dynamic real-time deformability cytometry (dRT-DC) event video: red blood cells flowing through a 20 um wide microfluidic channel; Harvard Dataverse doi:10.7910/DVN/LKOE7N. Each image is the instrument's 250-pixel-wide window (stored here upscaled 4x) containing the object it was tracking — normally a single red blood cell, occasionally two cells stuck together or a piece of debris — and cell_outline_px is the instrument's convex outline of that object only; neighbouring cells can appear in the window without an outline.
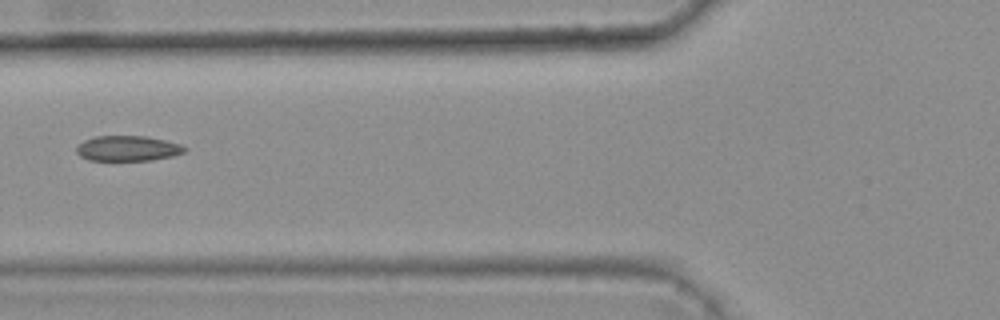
{"species": "common noctule bat (a hibernating species)", "species_latin": "Nyctalus noctula", "temperature_condition": "warm", "stored_images_in_passage": 3, "camera_frame_rate_fps": 3000, "um_per_image_px": 0.085, "animal": {"sex": "female", "body_mass_g": 25.1}, "frame": {"image": 1, "passage_image": 2, "time_ms": 0.333, "image_size_px": [1000, 320], "cell_outline_px": [[188, 148], [184, 152], [172, 156], [152, 160], [88, 160], [80, 156], [76, 152], [76, 148], [84, 140], [96, 136], [148, 136], [180, 144]], "centroid_in_image_um": [10.86, 12.61], "position_along_channel_um": 114.9, "area_um2": 15.9}}
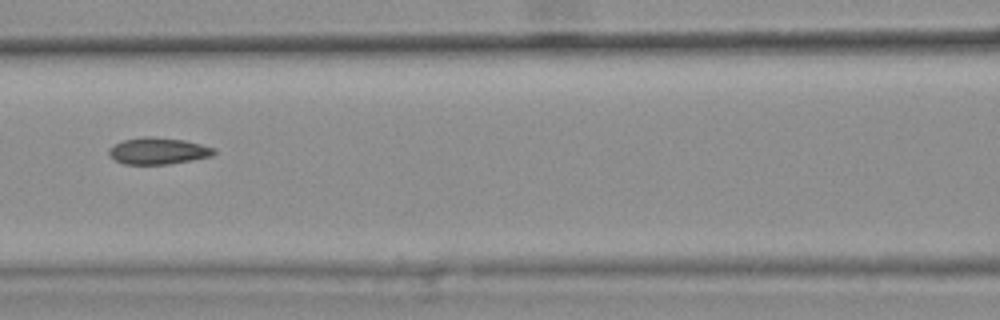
{"frame": {"image": 2, "passage_image": 3, "time_ms": 0.667, "image_size_px": [1000, 320], "cell_outline_px": [[216, 152], [212, 156], [192, 160], [168, 164], [124, 164], [116, 160], [108, 152], [108, 148], [124, 140], [144, 136], [152, 136], [184, 140], [216, 148]], "centroid_in_image_um": [13.47, 12.82], "position_along_channel_um": 153.1, "area_um2": 16.24}}